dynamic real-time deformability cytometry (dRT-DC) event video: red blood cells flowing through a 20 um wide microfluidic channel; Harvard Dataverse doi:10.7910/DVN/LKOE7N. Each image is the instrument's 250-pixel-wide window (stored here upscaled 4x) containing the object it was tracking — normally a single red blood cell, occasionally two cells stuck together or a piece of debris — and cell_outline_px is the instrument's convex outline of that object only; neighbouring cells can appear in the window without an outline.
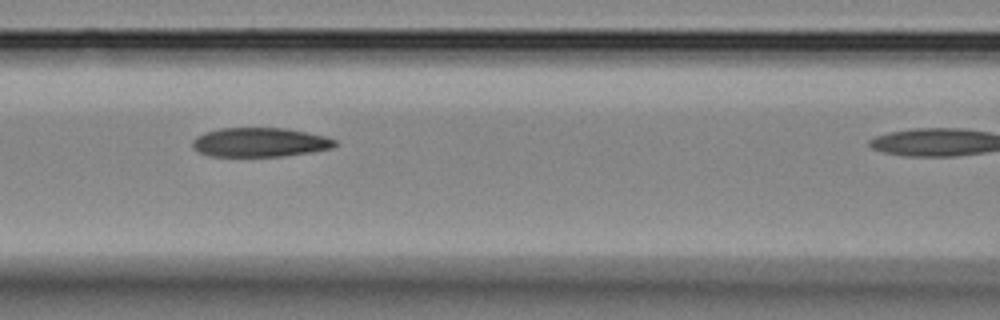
{"species": "Egyptian fruit bat (a non-hibernating species)", "species_latin": "Rousettus aegyptiacus", "temperature_condition": "room temperature", "stored_images_in_passage": 7, "camera_frame_rate_fps": 3000, "um_per_image_px": 0.085, "animal": {"sex": "female"}, "frame": {"image": 1, "passage_image": 6, "time_ms": 5.667, "image_size_px": [1000, 320], "cell_outline_px": [[336, 144], [332, 148], [284, 156], [208, 156], [192, 148], [192, 140], [196, 136], [204, 132], [220, 128], [284, 128], [308, 132], [324, 136], [336, 140]], "centroid_in_image_um": [22.04, 12.09], "position_along_channel_um": 144.6, "area_um2": 24.22}}